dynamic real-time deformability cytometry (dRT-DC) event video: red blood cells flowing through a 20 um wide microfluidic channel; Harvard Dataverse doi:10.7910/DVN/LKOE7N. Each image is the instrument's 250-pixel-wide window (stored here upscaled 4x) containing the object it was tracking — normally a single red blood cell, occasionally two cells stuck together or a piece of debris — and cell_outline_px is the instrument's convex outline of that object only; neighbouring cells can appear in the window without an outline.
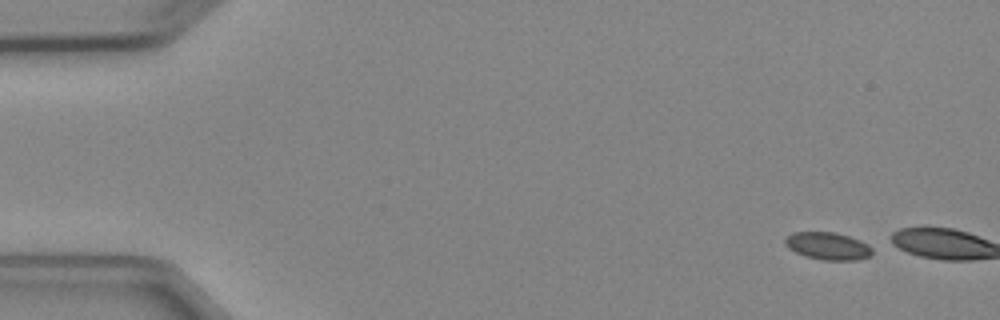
{"species": "Egyptian fruit bat (a non-hibernating species)", "species_latin": "Rousettus aegyptiacus", "temperature_condition": "cold", "stored_images_in_passage": 3, "camera_frame_rate_fps": 3000, "um_per_image_px": 0.085, "animal": {"sex": "female"}, "frame": {"image": 1, "passage_image": 1, "time_ms": 0.0, "image_size_px": [1000, 320], "cell_outline_px": [[872, 256], [856, 260], [824, 260], [804, 256], [788, 248], [784, 244], [784, 240], [792, 232], [836, 232], [860, 240], [868, 244], [872, 248]], "centroid_in_image_um": [70.37, 20.91], "position_along_channel_um": 14.6, "area_um2": 14.05}}